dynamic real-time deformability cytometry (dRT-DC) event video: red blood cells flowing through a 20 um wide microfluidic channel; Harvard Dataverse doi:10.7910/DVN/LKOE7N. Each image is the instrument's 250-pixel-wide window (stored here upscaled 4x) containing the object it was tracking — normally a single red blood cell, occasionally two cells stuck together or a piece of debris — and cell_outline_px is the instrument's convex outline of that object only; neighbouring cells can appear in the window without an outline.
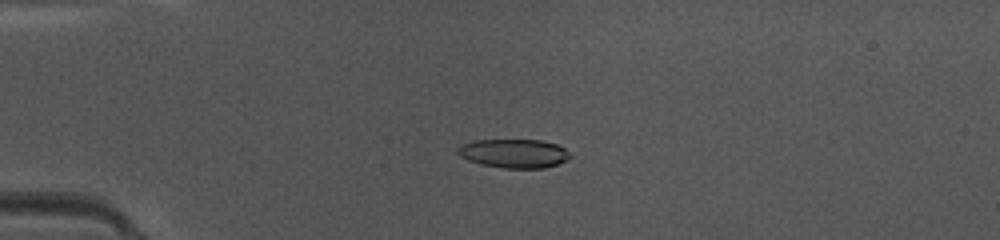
{"species": "common noctule bat (a hibernating species)", "species_latin": "Nyctalus noctula", "temperature_condition": "warm", "stored_images_in_passage": 45, "camera_frame_rate_fps": 3000, "um_per_image_px": 0.085, "animal": {"sex": "female", "body_mass_g": 10.0, "forearm_length_mm": 53.1}, "frame": {"image": 1, "passage_image": 9, "time_ms": 2.667, "image_size_px": [1000, 240], "cell_outline_px": [[572, 156], [568, 160], [544, 168], [504, 168], [480, 164], [468, 160], [460, 156], [456, 152], [456, 148], [460, 144], [476, 140], [540, 140], [556, 144], [564, 148]], "centroid_in_image_um": [43.66, 13.04], "position_along_channel_um": 41.3, "area_um2": 18.96}}
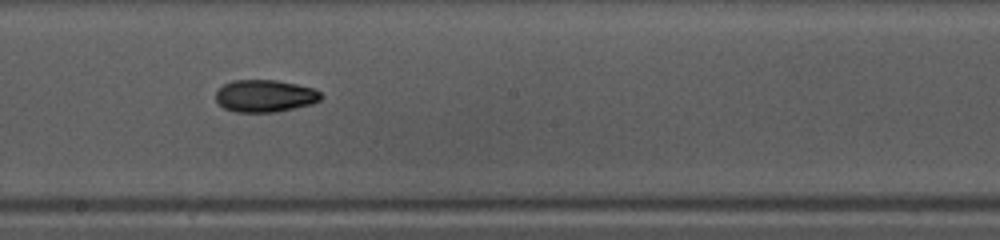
{"frame": {"image": 2, "passage_image": 24, "time_ms": 7.667, "image_size_px": [1000, 240], "cell_outline_px": [[324, 96], [320, 100], [312, 104], [276, 112], [236, 112], [224, 108], [216, 100], [216, 92], [224, 84], [232, 80], [276, 80], [316, 88]], "centroid_in_image_um": [22.55, 8.15], "position_along_channel_um": 225.6, "area_um2": 19.88}}
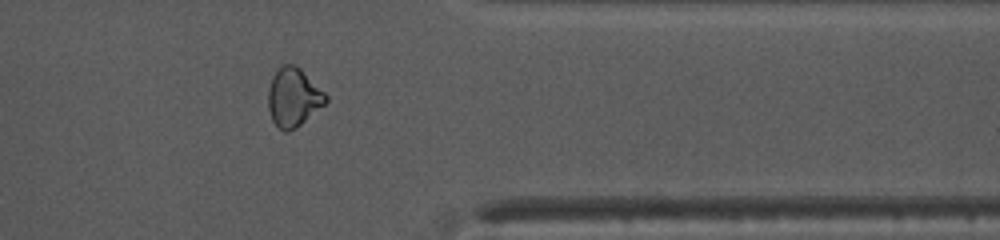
{"frame": {"image": 3, "passage_image": 36, "time_ms": 11.667, "image_size_px": [1000, 240], "cell_outline_px": [[328, 100], [324, 104], [300, 124], [288, 132], [284, 132], [272, 120], [268, 108], [268, 88], [272, 76], [276, 68], [284, 64], [292, 64], [300, 68], [328, 96]], "centroid_in_image_um": [24.91, 8.25], "position_along_channel_um": 386.5, "area_um2": 19.48}, "authors_computed_cell_mechanics": {"area_um2": 19.4786, "velocity_mm_per_s": 4.2223, "shape_relaxation_time_tau1_ms": 6.5268, "shape_relaxation_time_tau2_ms": 2.8823, "deformation_change_tau1": 0.1622, "deformation_change_tau2": 0.0869}}